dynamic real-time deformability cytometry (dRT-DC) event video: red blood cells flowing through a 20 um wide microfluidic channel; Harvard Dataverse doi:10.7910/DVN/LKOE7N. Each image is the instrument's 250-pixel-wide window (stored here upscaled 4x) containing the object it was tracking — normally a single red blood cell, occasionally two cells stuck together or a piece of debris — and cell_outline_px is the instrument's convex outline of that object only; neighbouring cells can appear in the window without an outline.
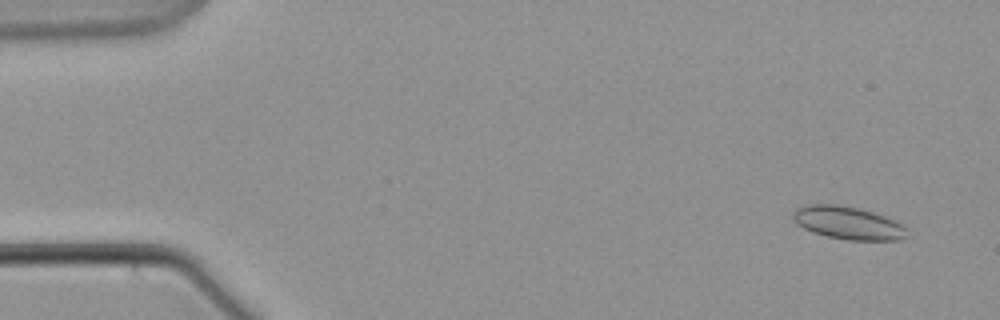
{"species": "common noctule bat (a hibernating species)", "species_latin": "Nyctalus noctula", "temperature_condition": "warm", "stored_images_in_passage": 62, "camera_frame_rate_fps": 3000, "um_per_image_px": 0.085, "animal": {"sex": "male", "body_mass_g": 21.5, "forearm_length_mm": 52.0}, "frame": {"image": 1, "passage_image": 5, "time_ms": 1.333, "image_size_px": [1000, 320], "cell_outline_px": [[908, 236], [900, 240], [848, 240], [828, 236], [812, 232], [796, 224], [792, 216], [792, 212], [796, 208], [808, 204], [836, 204], [860, 208], [896, 220], [908, 228]], "centroid_in_image_um": [72.1, 18.94], "position_along_channel_um": 12.9, "area_um2": 22.08}}
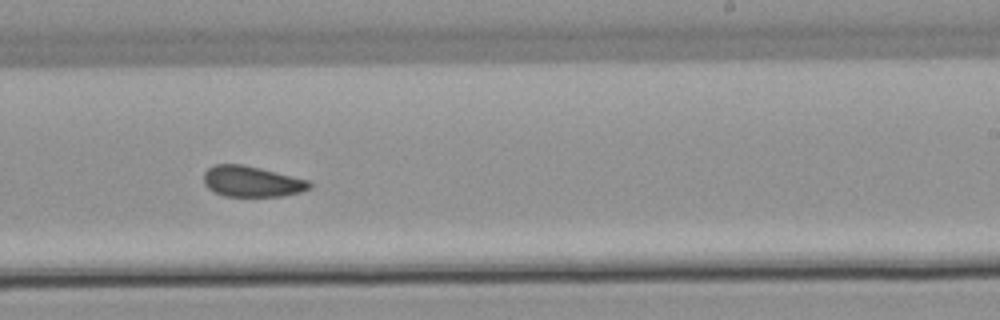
{"frame": {"image": 2, "passage_image": 39, "time_ms": 12.667, "image_size_px": [1000, 320], "cell_outline_px": [[312, 188], [300, 192], [284, 196], [224, 196], [208, 188], [204, 184], [204, 172], [212, 164], [244, 164], [308, 180], [312, 184]], "centroid_in_image_um": [21.4, 15.42], "position_along_channel_um": 267.6, "area_um2": 19.02}}
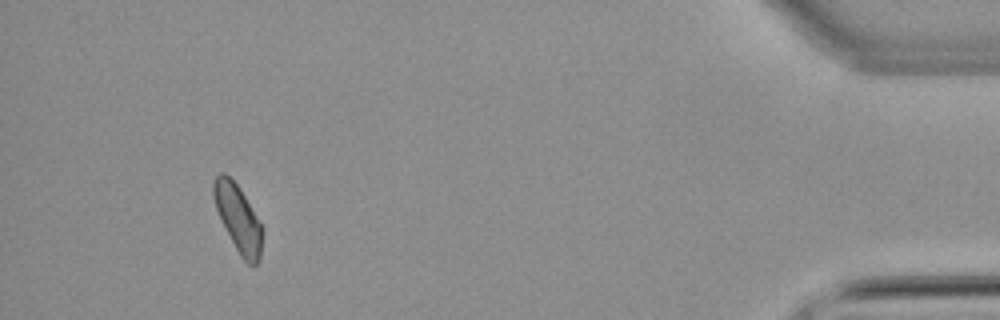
{"frame": {"image": 3, "passage_image": 58, "time_ms": 19.0, "image_size_px": [1000, 320], "cell_outline_px": [[264, 228], [260, 260], [256, 264], [248, 264], [240, 256], [216, 208], [212, 196], [212, 184], [216, 176], [220, 172], [224, 172], [240, 188]], "centroid_in_image_um": [20.26, 18.55], "position_along_channel_um": 414.9, "area_um2": 18.9}}